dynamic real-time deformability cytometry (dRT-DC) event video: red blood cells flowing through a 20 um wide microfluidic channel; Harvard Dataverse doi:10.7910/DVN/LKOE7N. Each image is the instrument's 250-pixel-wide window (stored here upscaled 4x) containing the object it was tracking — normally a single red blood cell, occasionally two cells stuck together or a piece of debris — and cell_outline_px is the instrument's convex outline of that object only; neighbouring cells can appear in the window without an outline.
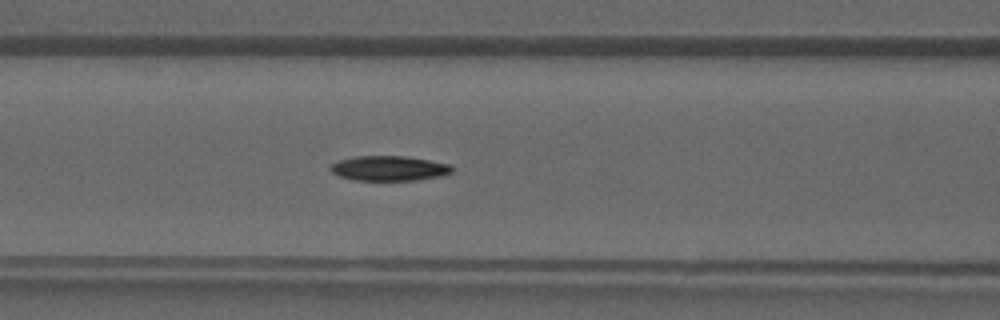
{"species": "common noctule bat (a hibernating species)", "species_latin": "Nyctalus noctula", "temperature_condition": "warm", "stored_images_in_passage": 40, "camera_frame_rate_fps": 3000, "um_per_image_px": 0.085, "animal": {"sex": "male", "forearm_length_mm": 52.5}, "frame": {"image": 1, "passage_image": 16, "time_ms": 5.0, "image_size_px": [1000, 320], "cell_outline_px": [[456, 168], [452, 172], [444, 176], [416, 180], [356, 180], [340, 176], [332, 172], [328, 168], [332, 164], [340, 160], [356, 156], [408, 156], [452, 164]], "centroid_in_image_um": [33.16, 14.3], "position_along_channel_um": 133.4, "area_um2": 17.86}}
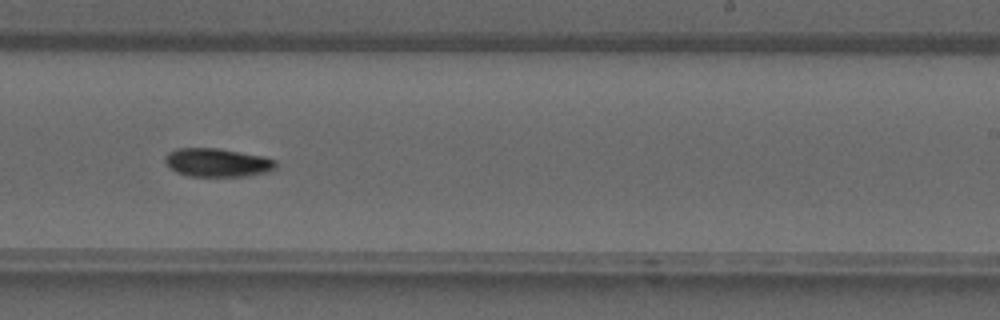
{"frame": {"image": 2, "passage_image": 24, "time_ms": 7.667, "image_size_px": [1000, 320], "cell_outline_px": [[276, 168], [268, 172], [244, 176], [188, 176], [176, 172], [164, 160], [164, 156], [168, 152], [176, 148], [220, 148], [264, 156], [276, 160]], "centroid_in_image_um": [18.49, 13.81], "position_along_channel_um": 270.5, "area_um2": 18.5}}
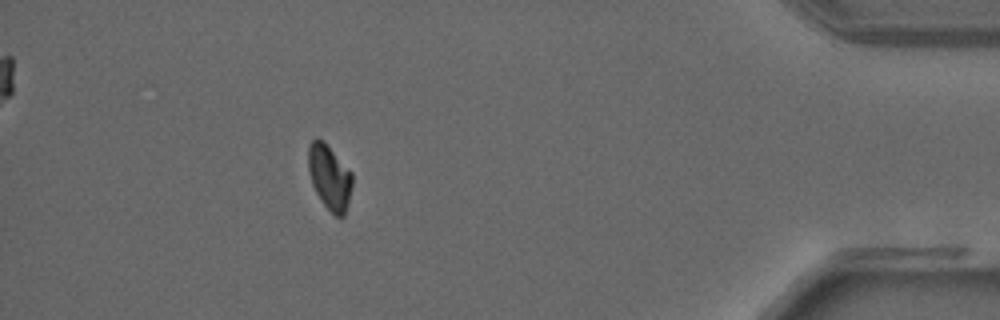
{"frame": {"image": 3, "passage_image": 35, "time_ms": 11.333, "image_size_px": [1000, 320], "cell_outline_px": [[352, 184], [344, 216], [340, 220], [320, 200], [312, 184], [308, 172], [308, 144], [316, 136], [324, 140], [352, 172]], "centroid_in_image_um": [27.99, 15.01], "position_along_channel_um": 407.2, "area_um2": 16.82}}